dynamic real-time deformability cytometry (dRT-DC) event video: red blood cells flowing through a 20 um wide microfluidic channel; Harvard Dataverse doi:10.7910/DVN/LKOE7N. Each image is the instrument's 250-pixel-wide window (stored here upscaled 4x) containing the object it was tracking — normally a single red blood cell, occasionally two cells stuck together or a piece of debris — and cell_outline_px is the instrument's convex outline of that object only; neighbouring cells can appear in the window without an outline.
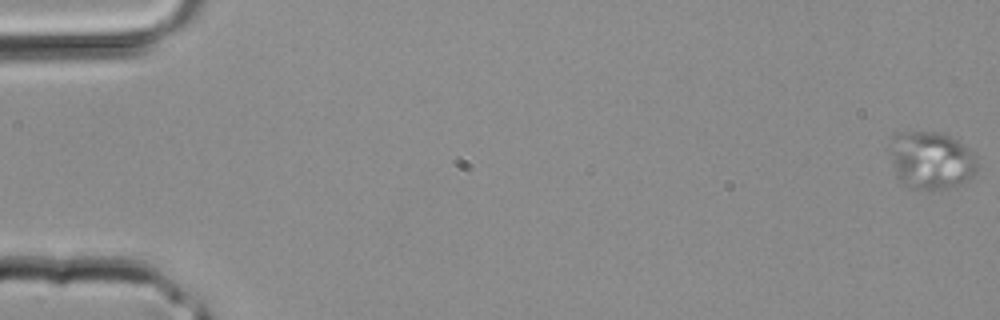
{"species": "common noctule bat (a hibernating species)", "species_latin": "Nyctalus noctula", "temperature_condition": "room temperature", "stored_images_in_passage": 4, "camera_frame_rate_fps": 3000, "um_per_image_px": 0.085, "animal": {"sex": "male", "body_mass_g": 20.4}, "frame": {"image": 1, "passage_image": 1, "time_ms": 0.0, "image_size_px": [1000, 320], "cell_outline_px": [[980, 168], [976, 176], [960, 184], [948, 188], [916, 188], [900, 180], [896, 176], [888, 152], [896, 136], [904, 132], [944, 132], [952, 136], [968, 148], [976, 156]], "centroid_in_image_um": [79.23, 13.61], "position_along_channel_um": 5.8, "area_um2": 29.42}}